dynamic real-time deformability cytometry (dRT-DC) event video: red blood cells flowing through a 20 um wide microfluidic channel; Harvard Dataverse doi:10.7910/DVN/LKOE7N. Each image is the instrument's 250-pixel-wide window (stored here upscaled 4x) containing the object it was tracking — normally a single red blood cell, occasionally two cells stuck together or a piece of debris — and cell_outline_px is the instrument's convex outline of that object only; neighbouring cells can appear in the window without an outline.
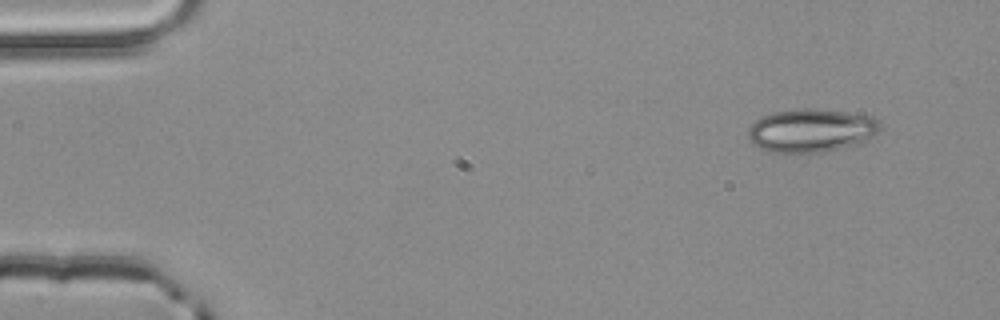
{"species": "common noctule bat (a hibernating species)", "species_latin": "Nyctalus noctula", "temperature_condition": "room temperature", "stored_images_in_passage": 4, "camera_frame_rate_fps": 3000, "um_per_image_px": 0.085, "animal": {"sex": "male", "body_mass_g": 20.4}, "frame": {"image": 1, "passage_image": 1, "time_ms": 0.0, "image_size_px": [1000, 320], "cell_outline_px": [[880, 124], [876, 132], [868, 140], [860, 144], [824, 152], [772, 152], [760, 148], [752, 144], [748, 136], [748, 128], [756, 120], [772, 112], [796, 108], [820, 108], [872, 116]], "centroid_in_image_um": [68.94, 11.08], "position_along_channel_um": 16.1, "area_um2": 33.47}}